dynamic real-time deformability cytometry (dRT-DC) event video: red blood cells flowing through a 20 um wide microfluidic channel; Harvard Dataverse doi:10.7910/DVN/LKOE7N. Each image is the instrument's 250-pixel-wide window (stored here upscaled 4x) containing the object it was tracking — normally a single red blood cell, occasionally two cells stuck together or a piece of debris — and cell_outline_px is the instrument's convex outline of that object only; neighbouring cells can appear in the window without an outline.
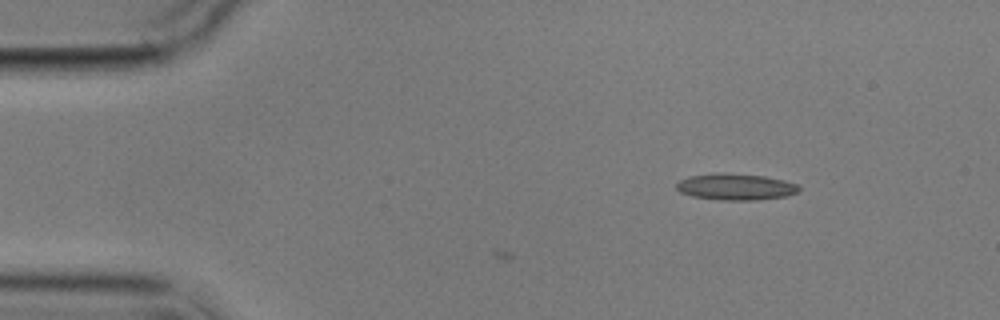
{"species": "common noctule bat (a hibernating species)", "species_latin": "Nyctalus noctula", "temperature_condition": "cold", "stored_images_in_passage": 2, "camera_frame_rate_fps": 3000, "um_per_image_px": 0.085, "animal": {"sex": "male", "body_mass_g": 17.9}, "frame": {"image": 1, "passage_image": 2, "time_ms": 1.0, "image_size_px": [1000, 320], "cell_outline_px": [[800, 192], [788, 196], [756, 200], [716, 200], [692, 196], [680, 192], [676, 188], [676, 184], [680, 180], [688, 176], [712, 172], [764, 176], [784, 180], [796, 184], [800, 188]], "centroid_in_image_um": [62.52, 15.88], "position_along_channel_um": 22.5, "area_um2": 19.07}}